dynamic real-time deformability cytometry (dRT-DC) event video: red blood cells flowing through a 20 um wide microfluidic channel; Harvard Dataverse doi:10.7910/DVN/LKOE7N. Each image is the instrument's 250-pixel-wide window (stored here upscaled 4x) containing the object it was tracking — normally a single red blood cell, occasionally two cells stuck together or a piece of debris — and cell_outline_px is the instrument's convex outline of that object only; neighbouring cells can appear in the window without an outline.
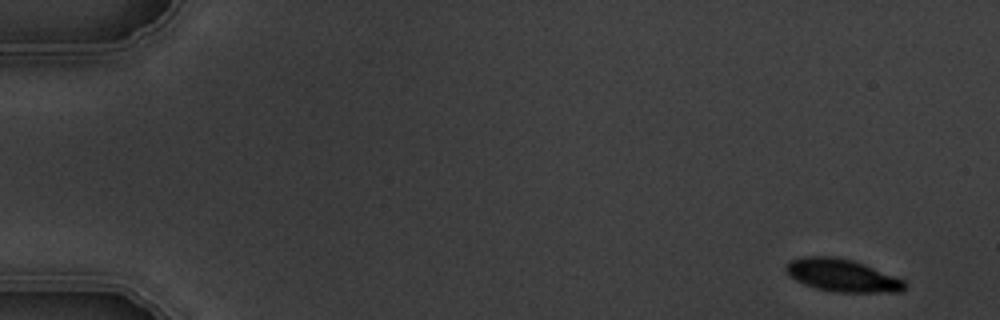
{"species": "common noctule bat (a hibernating species)", "species_latin": "Nyctalus noctula", "temperature_condition": "warm", "stored_images_in_passage": 4, "camera_frame_rate_fps": 3000, "um_per_image_px": 0.085, "animal": {"sex": "male", "body_mass_g": 19.5, "forearm_length_mm": 54.6}, "frame": {"image": 1, "passage_image": 1, "time_ms": 0.0, "image_size_px": [1000, 320], "cell_outline_px": [[904, 292], [836, 292], [816, 288], [804, 284], [788, 276], [784, 268], [788, 260], [804, 256], [832, 256], [852, 260], [864, 264], [904, 280]], "centroid_in_image_um": [71.52, 23.4], "position_along_channel_um": 13.5, "area_um2": 22.54}}
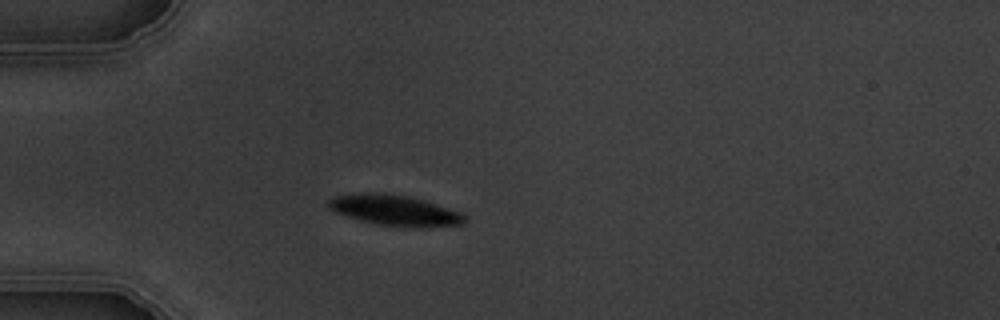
{"frame": {"image": 2, "passage_image": 4, "time_ms": 4.333, "image_size_px": [1000, 320], "cell_outline_px": [[468, 220], [464, 224], [428, 228], [412, 228], [376, 224], [360, 220], [336, 212], [328, 208], [328, 200], [332, 196], [364, 192], [380, 192], [408, 196], [424, 200], [460, 212]], "centroid_in_image_um": [33.57, 17.88], "position_along_channel_um": 51.4, "area_um2": 24.62}}